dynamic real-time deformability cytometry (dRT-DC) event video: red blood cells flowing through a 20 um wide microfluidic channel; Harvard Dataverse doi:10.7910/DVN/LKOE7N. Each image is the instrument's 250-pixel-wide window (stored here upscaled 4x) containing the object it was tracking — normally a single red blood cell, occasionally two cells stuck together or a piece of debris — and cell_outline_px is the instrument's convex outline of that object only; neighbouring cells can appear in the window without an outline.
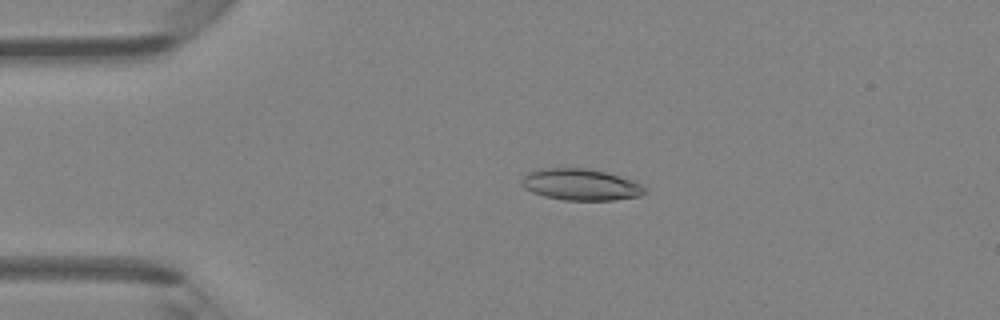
{"species": "Egyptian fruit bat (a non-hibernating species)", "species_latin": "Rousettus aegyptiacus", "temperature_condition": "room temperature", "stored_images_in_passage": 38, "camera_frame_rate_fps": 3000, "um_per_image_px": 0.085, "animal": {"sex": "female"}, "frame": {"image": 1, "passage_image": 1, "time_ms": 0.0, "image_size_px": [1000, 320], "cell_outline_px": [[644, 192], [640, 196], [612, 200], [564, 200], [544, 196], [532, 192], [524, 188], [520, 184], [520, 180], [528, 172], [540, 168], [584, 168], [604, 172], [632, 180], [640, 184], [644, 188]], "centroid_in_image_um": [49.29, 15.69], "position_along_channel_um": 35.7, "area_um2": 22.43}}
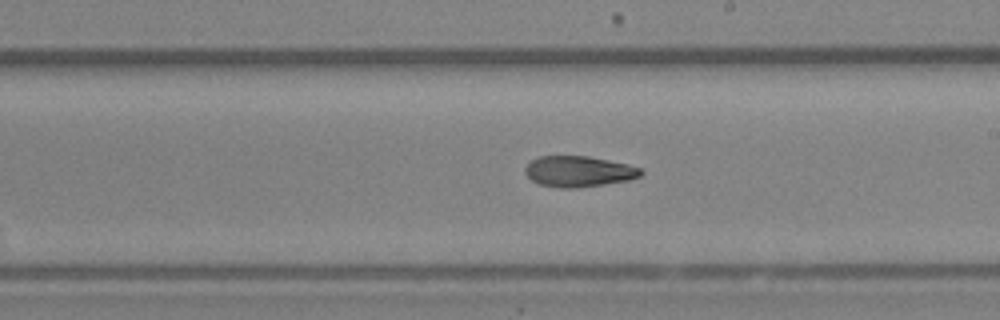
{"frame": {"image": 2, "passage_image": 18, "time_ms": 5.667, "image_size_px": [1000, 320], "cell_outline_px": [[644, 172], [640, 176], [628, 180], [604, 184], [576, 188], [560, 188], [540, 184], [532, 180], [524, 172], [524, 168], [532, 160], [540, 156], [588, 156], [628, 164], [644, 168]], "centroid_in_image_um": [49.22, 14.57], "position_along_channel_um": 239.8, "area_um2": 20.81}}
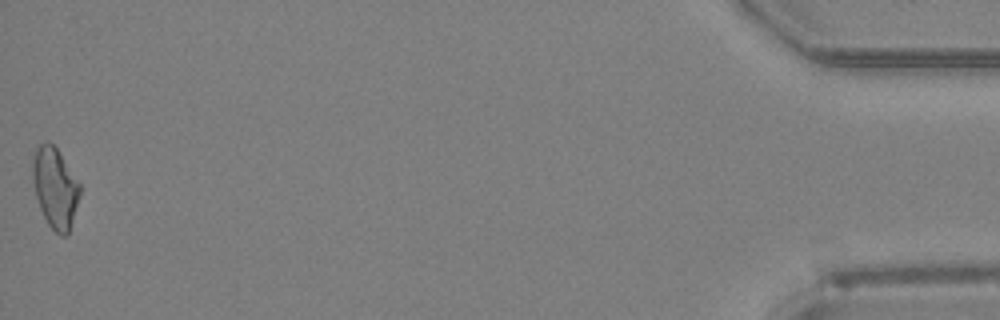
{"frame": {"image": 3, "passage_image": 38, "time_ms": 12.333, "image_size_px": [1000, 320], "cell_outline_px": [[80, 196], [68, 232], [64, 236], [60, 236], [48, 224], [40, 208], [36, 196], [32, 180], [32, 160], [36, 148], [40, 144], [48, 140], [56, 148], [80, 184]], "centroid_in_image_um": [4.66, 15.94], "position_along_channel_um": 430.5, "area_um2": 21.85}, "authors_computed_cell_mechanics": {"area_um2": 21.2126, "velocity_mm_per_s": 4.285, "shape_relaxation_time_tau1_ms": null, "shape_relaxation_time_tau2_ms": 7.5916, "deformation_change_tau1": null, "deformation_change_tau2": 0.1782}}